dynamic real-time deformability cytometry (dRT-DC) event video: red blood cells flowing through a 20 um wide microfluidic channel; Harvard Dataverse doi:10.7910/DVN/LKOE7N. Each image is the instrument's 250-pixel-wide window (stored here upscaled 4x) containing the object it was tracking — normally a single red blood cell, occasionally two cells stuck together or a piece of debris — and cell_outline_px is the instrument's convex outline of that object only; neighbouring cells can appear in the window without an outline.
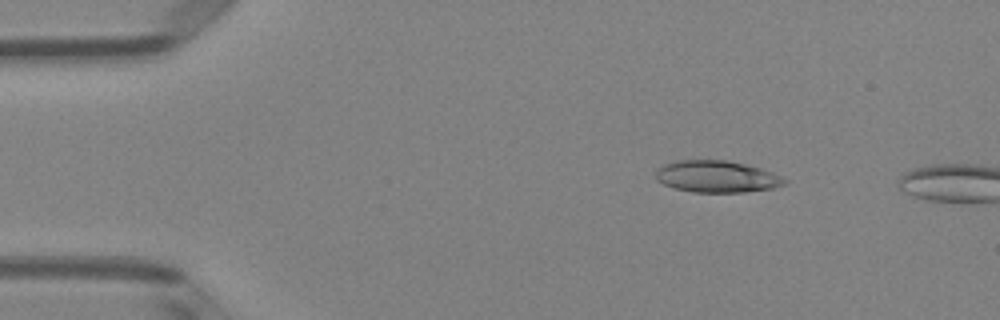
{"species": "Egyptian fruit bat (a non-hibernating species)", "species_latin": "Rousettus aegyptiacus", "temperature_condition": "room temperature", "stored_images_in_passage": 11, "camera_frame_rate_fps": 3000, "um_per_image_px": 0.085, "animal": {"sex": "female"}, "frame": {"image": 1, "passage_image": 8, "time_ms": 2.333, "image_size_px": [1000, 320], "cell_outline_px": [[788, 184], [772, 188], [744, 192], [692, 192], [676, 188], [664, 184], [656, 180], [656, 168], [664, 164], [676, 160], [728, 160], [760, 168], [772, 172], [788, 180]], "centroid_in_image_um": [60.92, 15.0], "position_along_channel_um": 24.1, "area_um2": 23.93}}